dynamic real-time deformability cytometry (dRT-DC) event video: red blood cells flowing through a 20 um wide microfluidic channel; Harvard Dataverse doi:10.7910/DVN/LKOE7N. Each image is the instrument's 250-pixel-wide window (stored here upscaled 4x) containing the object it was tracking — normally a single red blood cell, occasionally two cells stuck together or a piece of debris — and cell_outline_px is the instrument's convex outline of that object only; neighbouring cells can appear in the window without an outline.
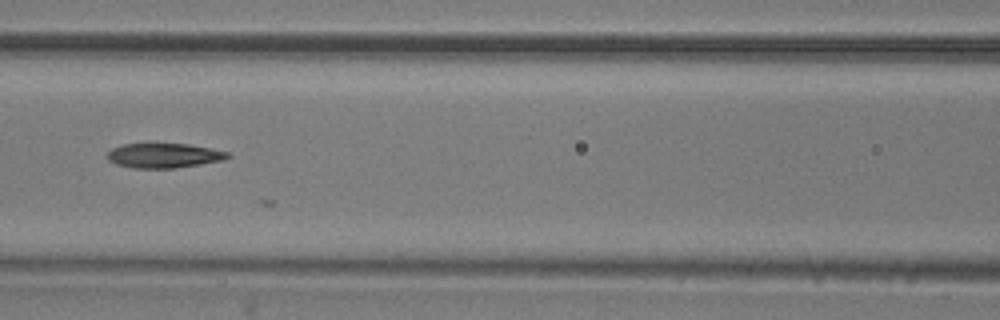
{"species": "common noctule bat (a hibernating species)", "species_latin": "Nyctalus noctula", "temperature_condition": "room temperature", "stored_images_in_passage": 4, "segment_of_instrument_passage": [1, 2], "camera_frame_rate_fps": 3000, "um_per_image_px": 0.085, "animal": {"sex": "male", "body_mass_g": 20.5, "forearm_length_mm": 52.5}, "frame": {"image": 1, "passage_image": 3, "time_ms": 0.667, "image_size_px": [1000, 320], "cell_outline_px": [[232, 156], [224, 160], [176, 168], [132, 168], [116, 164], [108, 160], [108, 152], [112, 148], [124, 144], [188, 144], [228, 152]], "centroid_in_image_um": [13.93, 13.23], "position_along_channel_um": 152.7, "area_um2": 17.17}}